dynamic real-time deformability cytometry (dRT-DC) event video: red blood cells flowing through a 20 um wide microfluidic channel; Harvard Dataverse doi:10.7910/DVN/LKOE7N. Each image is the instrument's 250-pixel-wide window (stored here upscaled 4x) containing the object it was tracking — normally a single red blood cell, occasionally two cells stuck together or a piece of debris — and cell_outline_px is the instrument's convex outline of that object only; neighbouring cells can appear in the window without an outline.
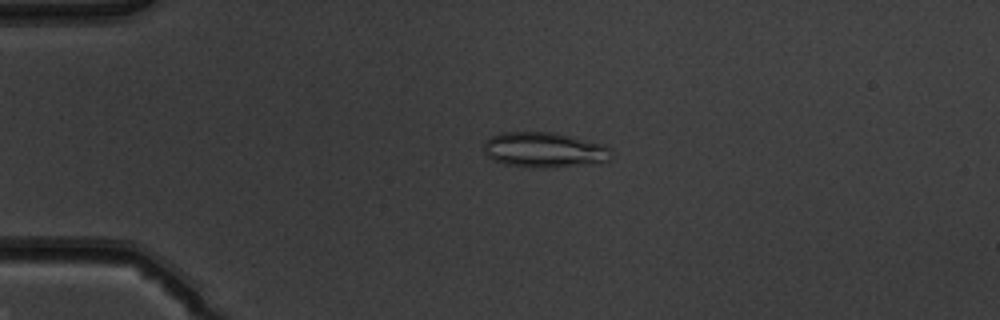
{"species": "common noctule bat (a hibernating species)", "species_latin": "Nyctalus noctula", "temperature_condition": "warm", "stored_images_in_passage": 50, "camera_frame_rate_fps": 3000, "um_per_image_px": 0.085, "animal": {"sex": "male", "body_mass_g": 19.5, "forearm_length_mm": 54.6}, "frame": {"image": 1, "passage_image": 12, "time_ms": 3.667, "image_size_px": [1000, 320], "cell_outline_px": [[612, 152], [608, 160], [560, 168], [532, 168], [504, 164], [492, 160], [484, 152], [484, 140], [500, 132], [556, 132], [604, 144], [612, 148]], "centroid_in_image_um": [46.24, 12.74], "position_along_channel_um": 38.8, "area_um2": 26.59}}
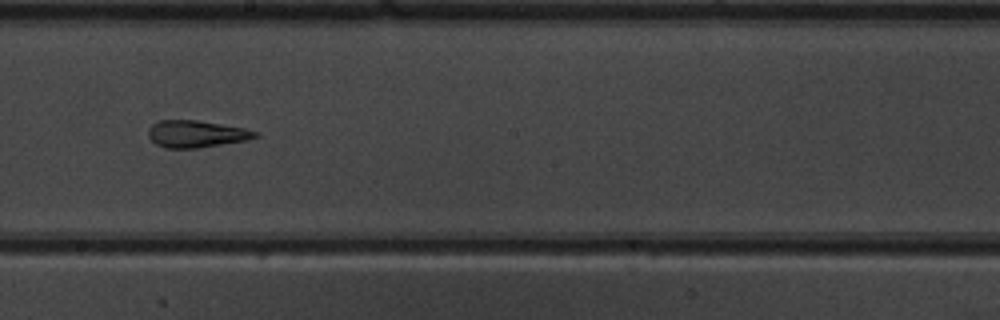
{"frame": {"image": 2, "passage_image": 29, "time_ms": 9.333, "image_size_px": [1000, 320], "cell_outline_px": [[260, 136], [248, 140], [196, 148], [168, 148], [156, 144], [148, 136], [148, 128], [152, 124], [160, 120], [196, 120], [244, 128], [256, 132]], "centroid_in_image_um": [16.67, 11.38], "position_along_channel_um": 231.5, "area_um2": 16.7}}
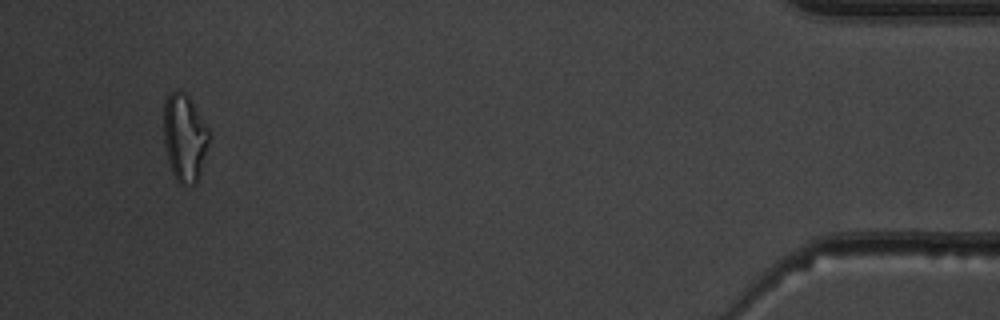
{"frame": {"image": 3, "passage_image": 48, "time_ms": 15.667, "image_size_px": [1000, 320], "cell_outline_px": [[208, 140], [200, 176], [196, 184], [184, 188], [176, 180], [172, 172], [168, 160], [164, 144], [164, 100], [172, 92], [184, 92], [188, 96], [208, 128]], "centroid_in_image_um": [15.67, 11.77], "position_along_channel_um": 419.5, "area_um2": 22.95}, "authors_computed_cell_mechanics": {"area_um2": 20.4612, "velocity_mm_per_s": 4.0546, "shape_relaxation_time_tau1_ms": null, "shape_relaxation_time_tau2_ms": 2.4148, "deformation_change_tau1": null, "deformation_change_tau2": 0.1223}}